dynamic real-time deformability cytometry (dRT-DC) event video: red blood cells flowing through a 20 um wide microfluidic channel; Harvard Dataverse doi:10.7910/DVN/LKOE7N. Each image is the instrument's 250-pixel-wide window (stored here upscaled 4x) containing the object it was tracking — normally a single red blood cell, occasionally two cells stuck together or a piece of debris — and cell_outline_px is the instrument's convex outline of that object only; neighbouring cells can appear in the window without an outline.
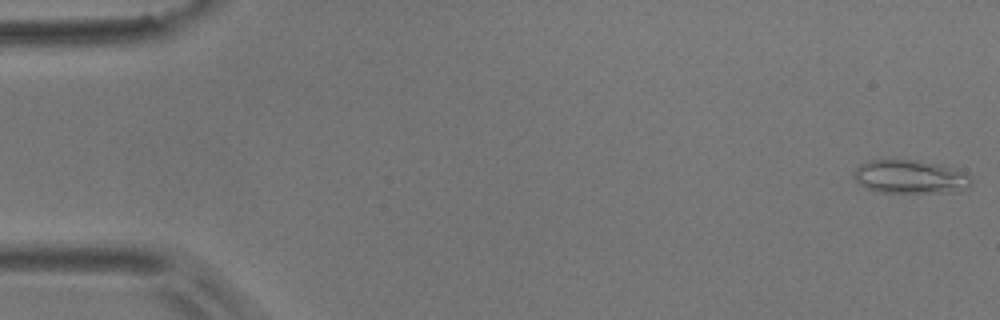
{"species": "common noctule bat (a hibernating species)", "species_latin": "Nyctalus noctula", "temperature_condition": "room temperature", "stored_images_in_passage": 54, "camera_frame_rate_fps": 3000, "um_per_image_px": 0.085, "animal": {"sex": "male", "body_mass_g": 17.9}, "frame": {"image": 1, "passage_image": 1, "time_ms": 0.0, "image_size_px": [1000, 320], "cell_outline_px": [[972, 184], [968, 188], [956, 192], [880, 192], [864, 188], [852, 176], [852, 172], [860, 164], [872, 160], [912, 160], [936, 164], [952, 168], [972, 176]], "centroid_in_image_um": [77.36, 15.04], "position_along_channel_um": 7.6, "area_um2": 22.89}}
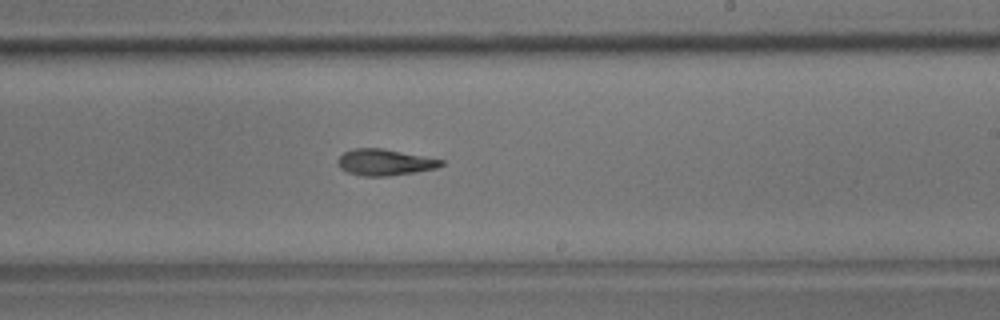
{"frame": {"image": 2, "passage_image": 32, "time_ms": 10.333, "image_size_px": [1000, 320], "cell_outline_px": [[444, 164], [436, 168], [416, 172], [388, 176], [364, 176], [348, 172], [340, 168], [336, 160], [344, 152], [352, 148], [380, 148], [444, 160]], "centroid_in_image_um": [32.68, 13.79], "position_along_channel_um": 256.3, "area_um2": 15.72}}
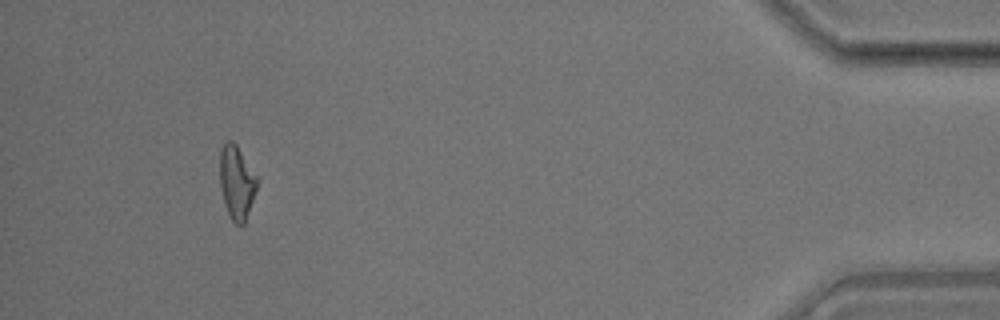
{"frame": {"image": 3, "passage_image": 50, "time_ms": 16.333, "image_size_px": [1000, 320], "cell_outline_px": [[256, 192], [244, 224], [240, 228], [232, 220], [224, 204], [220, 184], [220, 148], [228, 140], [232, 140], [236, 144], [256, 176]], "centroid_in_image_um": [20.1, 15.52], "position_along_channel_um": 415.1, "area_um2": 15.78}, "authors_computed_cell_mechanics": {"area_um2": 16.2418, "velocity_mm_per_s": 3.7321, "shape_relaxation_time_tau1_ms": 6.5183, "shape_relaxation_time_tau2_ms": 4.2267, "deformation_change_tau1": 0.2075, "deformation_change_tau2": 0.1341}}